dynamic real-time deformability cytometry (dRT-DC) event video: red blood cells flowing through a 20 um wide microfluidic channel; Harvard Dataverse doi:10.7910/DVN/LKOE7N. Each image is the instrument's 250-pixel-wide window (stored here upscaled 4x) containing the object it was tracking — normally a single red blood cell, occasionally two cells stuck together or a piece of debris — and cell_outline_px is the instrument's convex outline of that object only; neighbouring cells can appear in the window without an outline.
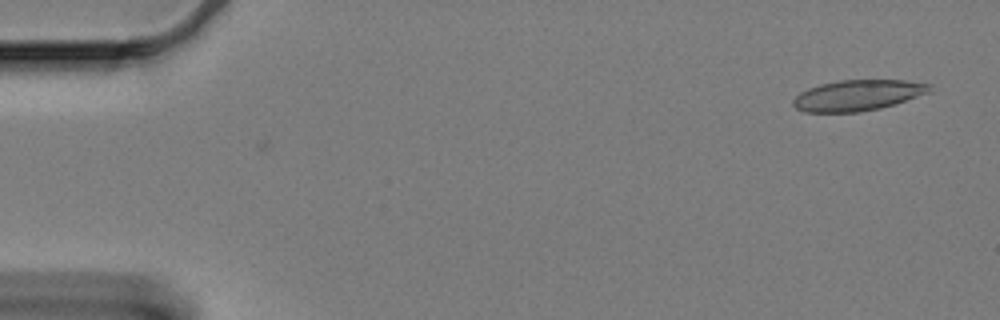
{"species": "Egyptian fruit bat (a non-hibernating species)", "species_latin": "Rousettus aegyptiacus", "temperature_condition": "cold", "stored_images_in_passage": 9, "camera_frame_rate_fps": 3000, "um_per_image_px": 0.085, "animal": {"sex": "female"}, "frame": {"image": 1, "passage_image": 9, "time_ms": 2.667, "image_size_px": [1000, 320], "cell_outline_px": [[932, 92], [896, 104], [880, 108], [860, 112], [804, 112], [796, 108], [792, 104], [792, 100], [800, 92], [808, 88], [820, 84], [840, 80], [904, 80], [932, 84]], "centroid_in_image_um": [72.94, 8.1], "position_along_channel_um": 12.1, "area_um2": 24.74}}